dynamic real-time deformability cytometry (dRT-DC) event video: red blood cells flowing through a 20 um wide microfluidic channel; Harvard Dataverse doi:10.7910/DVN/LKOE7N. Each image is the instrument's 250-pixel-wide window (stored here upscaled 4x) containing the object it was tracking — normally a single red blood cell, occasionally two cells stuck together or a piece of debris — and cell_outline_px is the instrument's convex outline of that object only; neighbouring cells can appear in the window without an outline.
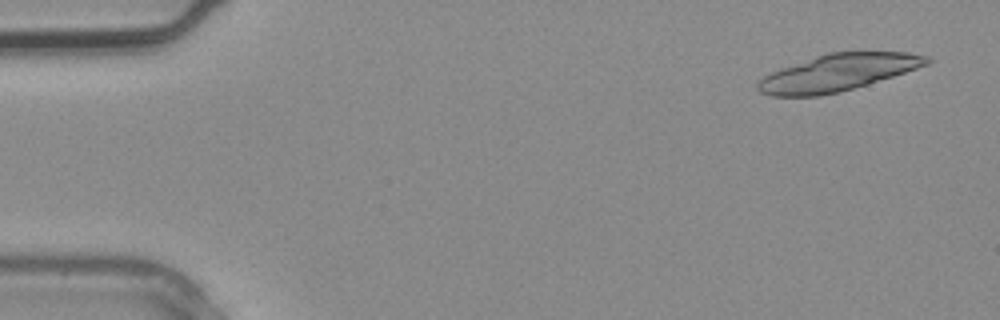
{"species": "common noctule bat (a hibernating species)", "species_latin": "Nyctalus noctula", "temperature_condition": "warm", "stored_images_in_passage": 2, "segment_of_instrument_passage": [2, 2], "camera_frame_rate_fps": 3000, "um_per_image_px": 0.085, "animal": {"sex": "male", "body_mass_g": 20.4}, "frame": {"image": 1, "passage_image": 2, "time_ms": 0.333, "image_size_px": [1000, 320], "cell_outline_px": [[932, 60], [928, 64], [868, 84], [840, 92], [820, 96], [772, 96], [760, 92], [756, 88], [756, 84], [764, 76], [772, 72], [816, 56], [828, 52], [908, 52], [928, 56]], "centroid_in_image_um": [71.21, 6.18], "position_along_channel_um": 13.8, "area_um2": 35.84}}